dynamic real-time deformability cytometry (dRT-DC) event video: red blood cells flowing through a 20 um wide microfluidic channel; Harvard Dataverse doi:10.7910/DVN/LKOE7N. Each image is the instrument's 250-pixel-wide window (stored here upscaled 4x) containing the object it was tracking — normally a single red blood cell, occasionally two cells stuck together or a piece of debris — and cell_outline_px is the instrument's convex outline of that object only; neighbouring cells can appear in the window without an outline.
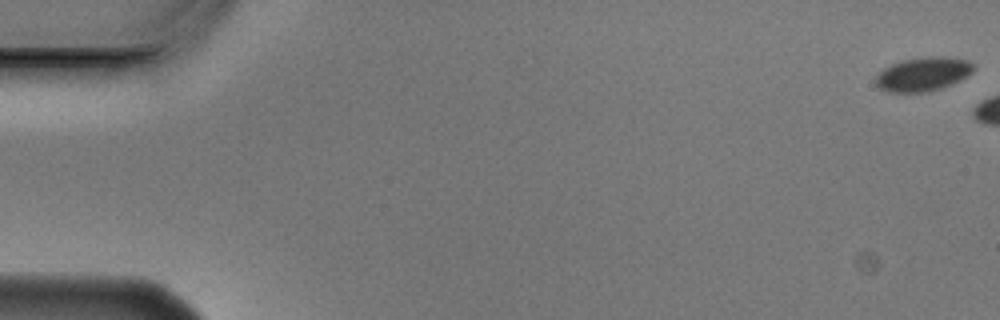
{"species": "Egyptian fruit bat (a non-hibernating species)", "species_latin": "Rousettus aegyptiacus", "temperature_condition": "cold", "stored_images_in_passage": 5, "camera_frame_rate_fps": 3000, "um_per_image_px": 0.085, "animal": {"sex": "male"}, "frame": {"image": 1, "passage_image": 1, "time_ms": 0.0, "image_size_px": [1000, 320], "cell_outline_px": [[972, 72], [960, 80], [952, 84], [928, 92], [888, 92], [880, 88], [876, 84], [876, 76], [884, 68], [892, 64], [904, 60], [932, 56], [944, 56], [968, 60], [972, 64]], "centroid_in_image_um": [78.46, 6.3], "position_along_channel_um": 6.5, "area_um2": 19.07}}